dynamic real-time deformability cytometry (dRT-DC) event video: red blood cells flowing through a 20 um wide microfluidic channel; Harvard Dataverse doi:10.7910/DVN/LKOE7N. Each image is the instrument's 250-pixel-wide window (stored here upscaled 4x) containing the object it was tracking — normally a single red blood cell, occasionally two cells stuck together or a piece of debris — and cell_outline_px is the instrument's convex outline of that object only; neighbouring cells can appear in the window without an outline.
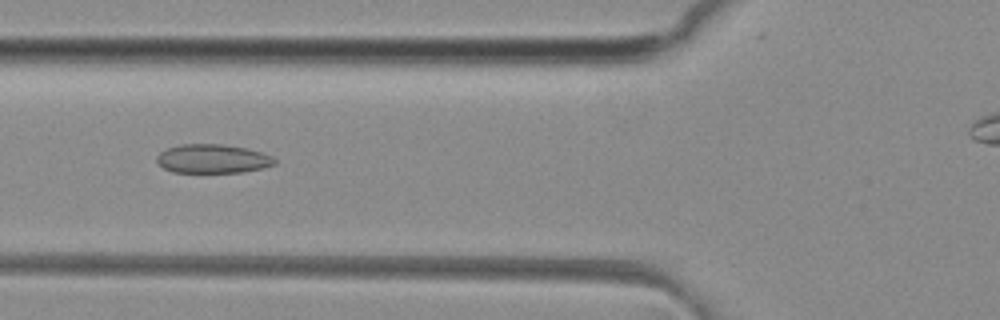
{"species": "common noctule bat (a hibernating species)", "species_latin": "Nyctalus noctula", "temperature_condition": "room temperature", "stored_images_in_passage": 33, "camera_frame_rate_fps": 3000, "um_per_image_px": 0.085, "animal": {"sex": "female", "body_mass_g": 29.2, "forearm_length_mm": 56.3}, "frame": {"image": 1, "passage_image": 7, "time_ms": 2.0, "image_size_px": [1000, 320], "cell_outline_px": [[276, 164], [264, 168], [244, 172], [172, 172], [164, 168], [156, 160], [156, 156], [160, 152], [168, 148], [180, 144], [220, 144], [244, 148], [260, 152], [272, 156], [276, 160]], "centroid_in_image_um": [18.08, 13.5], "position_along_channel_um": 107.7, "area_um2": 19.77}}
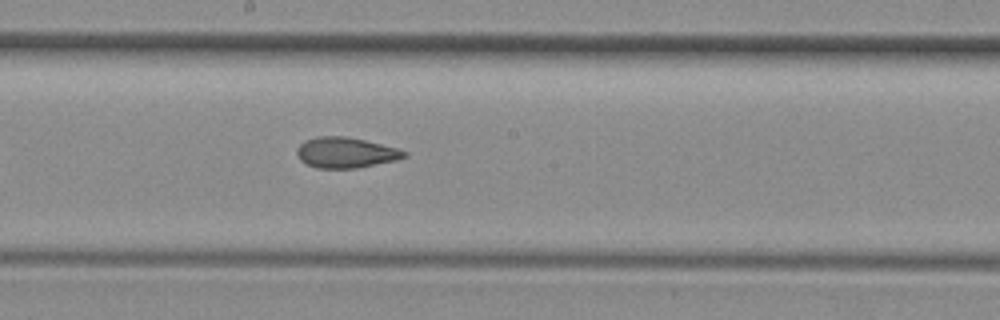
{"frame": {"image": 2, "passage_image": 15, "time_ms": 4.667, "image_size_px": [1000, 320], "cell_outline_px": [[408, 156], [396, 160], [356, 168], [316, 168], [300, 160], [296, 152], [296, 148], [304, 140], [316, 136], [348, 136], [396, 148], [408, 152]], "centroid_in_image_um": [29.36, 12.96], "position_along_channel_um": 218.8, "area_um2": 19.13}}
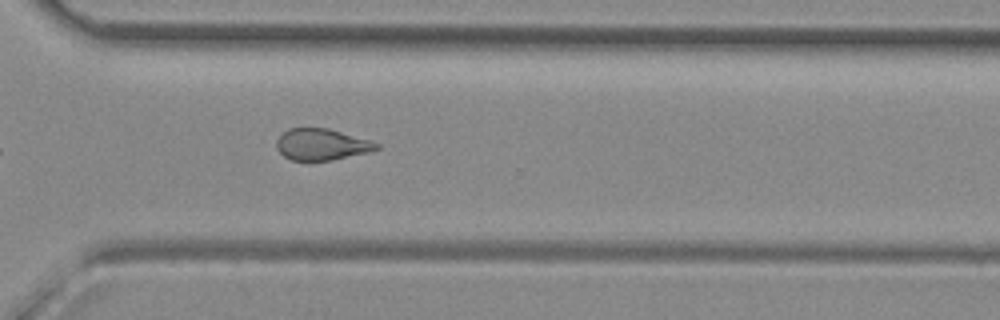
{"frame": {"image": 3, "passage_image": 24, "time_ms": 7.667, "image_size_px": [1000, 320], "cell_outline_px": [[380, 148], [368, 152], [332, 160], [292, 160], [284, 156], [276, 148], [276, 140], [288, 128], [328, 128], [368, 140], [380, 144]], "centroid_in_image_um": [27.32, 12.28], "position_along_channel_um": 343.3, "area_um2": 18.09}, "authors_computed_cell_mechanics": {"area_um2": 19.1896, "velocity_mm_per_s": 4.1607, "shape_relaxation_time_tau1_ms": null, "shape_relaxation_time_tau2_ms": 1.9475, "deformation_change_tau1": null, "deformation_change_tau2": 0.097}}